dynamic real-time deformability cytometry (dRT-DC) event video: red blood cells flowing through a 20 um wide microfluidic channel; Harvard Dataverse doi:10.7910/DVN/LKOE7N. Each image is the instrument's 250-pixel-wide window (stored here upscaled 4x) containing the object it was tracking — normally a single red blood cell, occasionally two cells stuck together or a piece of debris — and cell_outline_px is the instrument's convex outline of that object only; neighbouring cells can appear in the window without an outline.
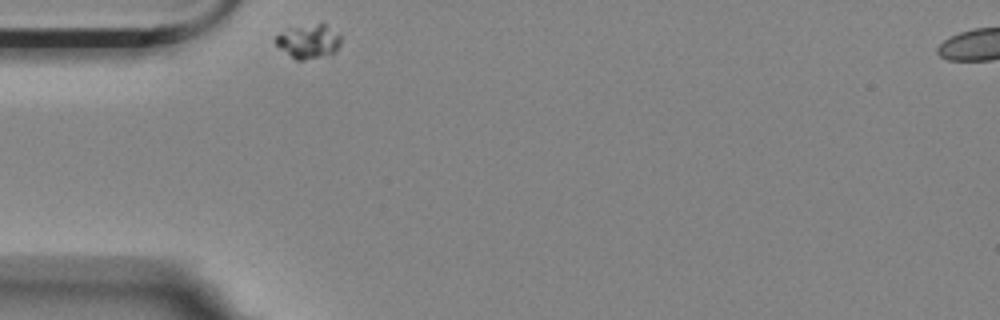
{"species": "Egyptian fruit bat (a non-hibernating species)", "species_latin": "Rousettus aegyptiacus", "temperature_condition": "room temperature", "stored_images_in_passage": 2, "segment_of_instrument_passage": [1, 2], "camera_frame_rate_fps": 3000, "um_per_image_px": 0.085, "animal": {"sex": "female"}, "frame": {"image": 1, "passage_image": 1, "time_ms": 0.0, "image_size_px": [1000, 320], "cell_outline_px": [[340, 44], [336, 52], [304, 60], [296, 60], [280, 48], [272, 40], [276, 36], [292, 28], [316, 24], [324, 24], [340, 36]], "centroid_in_image_um": [26.22, 3.54], "position_along_channel_um": 58.8, "area_um2": 12.43}}